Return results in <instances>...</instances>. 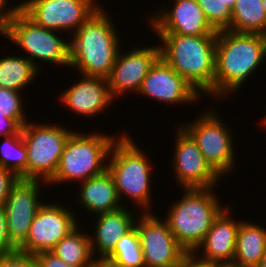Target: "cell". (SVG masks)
Segmentation results:
<instances>
[{
  "instance_id": "6da1fadb",
  "label": "cell",
  "mask_w": 266,
  "mask_h": 267,
  "mask_svg": "<svg viewBox=\"0 0 266 267\" xmlns=\"http://www.w3.org/2000/svg\"><path fill=\"white\" fill-rule=\"evenodd\" d=\"M266 59V35L217 32L214 100L234 96ZM264 60V61H263ZM259 68V69H258Z\"/></svg>"
},
{
  "instance_id": "7a4b0ae2",
  "label": "cell",
  "mask_w": 266,
  "mask_h": 267,
  "mask_svg": "<svg viewBox=\"0 0 266 267\" xmlns=\"http://www.w3.org/2000/svg\"><path fill=\"white\" fill-rule=\"evenodd\" d=\"M101 6L69 39V67L77 75L107 78L121 49L120 32ZM112 18V19H111ZM119 36V37H118ZM121 43V44H120ZM80 72V73H79Z\"/></svg>"
},
{
  "instance_id": "3957f363",
  "label": "cell",
  "mask_w": 266,
  "mask_h": 267,
  "mask_svg": "<svg viewBox=\"0 0 266 267\" xmlns=\"http://www.w3.org/2000/svg\"><path fill=\"white\" fill-rule=\"evenodd\" d=\"M155 35L159 37L157 41H161L160 56L200 95L214 98L217 33L212 36Z\"/></svg>"
},
{
  "instance_id": "277c9868",
  "label": "cell",
  "mask_w": 266,
  "mask_h": 267,
  "mask_svg": "<svg viewBox=\"0 0 266 267\" xmlns=\"http://www.w3.org/2000/svg\"><path fill=\"white\" fill-rule=\"evenodd\" d=\"M117 134L119 138L111 147L107 170L114 179L120 201L125 204L123 200L127 197V202L135 204L140 212H151L154 204L151 195L152 173L157 165L151 163L153 160L125 130Z\"/></svg>"
},
{
  "instance_id": "5b68a950",
  "label": "cell",
  "mask_w": 266,
  "mask_h": 267,
  "mask_svg": "<svg viewBox=\"0 0 266 267\" xmlns=\"http://www.w3.org/2000/svg\"><path fill=\"white\" fill-rule=\"evenodd\" d=\"M207 188L183 189V196L169 206L165 221L178 243L193 253L204 241L215 218L226 207L214 190ZM167 215V216H166Z\"/></svg>"
},
{
  "instance_id": "8992f818",
  "label": "cell",
  "mask_w": 266,
  "mask_h": 267,
  "mask_svg": "<svg viewBox=\"0 0 266 267\" xmlns=\"http://www.w3.org/2000/svg\"><path fill=\"white\" fill-rule=\"evenodd\" d=\"M75 130L67 139L58 169L54 177L47 183H77L103 174L107 170L109 153L113 143L119 137L116 133L106 134L94 130L83 133ZM110 135V136H109ZM71 181V182H70ZM54 184V185H53Z\"/></svg>"
},
{
  "instance_id": "52a82bcc",
  "label": "cell",
  "mask_w": 266,
  "mask_h": 267,
  "mask_svg": "<svg viewBox=\"0 0 266 267\" xmlns=\"http://www.w3.org/2000/svg\"><path fill=\"white\" fill-rule=\"evenodd\" d=\"M3 37L7 42L10 40L13 45L23 49L20 50L23 52L22 55L41 72L42 63L53 64L51 66L56 64L57 67L64 66V69L65 67L69 69L70 39L67 37L63 39L61 32L36 24L20 8L14 12Z\"/></svg>"
},
{
  "instance_id": "ba28073f",
  "label": "cell",
  "mask_w": 266,
  "mask_h": 267,
  "mask_svg": "<svg viewBox=\"0 0 266 267\" xmlns=\"http://www.w3.org/2000/svg\"><path fill=\"white\" fill-rule=\"evenodd\" d=\"M211 108V109H210ZM204 109L198 117L190 122L179 123V125L193 138L210 166L221 176L227 178L235 168L236 156L235 141L229 125L221 119L210 106ZM214 110V111H213ZM203 113V114H202ZM219 115V116H218ZM223 121V122H222ZM189 122V123H188Z\"/></svg>"
},
{
  "instance_id": "9c48e42d",
  "label": "cell",
  "mask_w": 266,
  "mask_h": 267,
  "mask_svg": "<svg viewBox=\"0 0 266 267\" xmlns=\"http://www.w3.org/2000/svg\"><path fill=\"white\" fill-rule=\"evenodd\" d=\"M28 121L21 129L27 149V180L49 182L55 175L63 149L74 131L58 124Z\"/></svg>"
},
{
  "instance_id": "30bf717a",
  "label": "cell",
  "mask_w": 266,
  "mask_h": 267,
  "mask_svg": "<svg viewBox=\"0 0 266 267\" xmlns=\"http://www.w3.org/2000/svg\"><path fill=\"white\" fill-rule=\"evenodd\" d=\"M101 7L98 0H23L19 8L36 24L70 38Z\"/></svg>"
},
{
  "instance_id": "8fae6325",
  "label": "cell",
  "mask_w": 266,
  "mask_h": 267,
  "mask_svg": "<svg viewBox=\"0 0 266 267\" xmlns=\"http://www.w3.org/2000/svg\"><path fill=\"white\" fill-rule=\"evenodd\" d=\"M46 200L37 210L26 240L17 248L23 254L35 255L52 251L56 244L80 223L75 208L71 209L56 200Z\"/></svg>"
},
{
  "instance_id": "7c38bea8",
  "label": "cell",
  "mask_w": 266,
  "mask_h": 267,
  "mask_svg": "<svg viewBox=\"0 0 266 267\" xmlns=\"http://www.w3.org/2000/svg\"><path fill=\"white\" fill-rule=\"evenodd\" d=\"M173 168L174 182L182 189L219 186L221 176L210 166L193 138L179 125L175 129Z\"/></svg>"
},
{
  "instance_id": "4fadbf2b",
  "label": "cell",
  "mask_w": 266,
  "mask_h": 267,
  "mask_svg": "<svg viewBox=\"0 0 266 267\" xmlns=\"http://www.w3.org/2000/svg\"><path fill=\"white\" fill-rule=\"evenodd\" d=\"M145 212L136 219L135 226L146 267H179L188 253L173 236L164 218Z\"/></svg>"
},
{
  "instance_id": "5bb4252c",
  "label": "cell",
  "mask_w": 266,
  "mask_h": 267,
  "mask_svg": "<svg viewBox=\"0 0 266 267\" xmlns=\"http://www.w3.org/2000/svg\"><path fill=\"white\" fill-rule=\"evenodd\" d=\"M138 47V48H137ZM125 52L120 49L109 76L106 78L110 95L115 98H124L123 95L140 90L143 79L153 64L160 57V46L138 45Z\"/></svg>"
},
{
  "instance_id": "9a60e30c",
  "label": "cell",
  "mask_w": 266,
  "mask_h": 267,
  "mask_svg": "<svg viewBox=\"0 0 266 267\" xmlns=\"http://www.w3.org/2000/svg\"><path fill=\"white\" fill-rule=\"evenodd\" d=\"M173 1V7L163 4L158 10L154 9L152 15L148 13L146 20L151 26V32L185 36H212L217 33L196 0Z\"/></svg>"
},
{
  "instance_id": "2e32d148",
  "label": "cell",
  "mask_w": 266,
  "mask_h": 267,
  "mask_svg": "<svg viewBox=\"0 0 266 267\" xmlns=\"http://www.w3.org/2000/svg\"><path fill=\"white\" fill-rule=\"evenodd\" d=\"M44 185L48 184L42 180L19 179L5 199L3 207L8 236L17 248L26 240L35 214L44 203L40 198Z\"/></svg>"
},
{
  "instance_id": "e0dca14e",
  "label": "cell",
  "mask_w": 266,
  "mask_h": 267,
  "mask_svg": "<svg viewBox=\"0 0 266 267\" xmlns=\"http://www.w3.org/2000/svg\"><path fill=\"white\" fill-rule=\"evenodd\" d=\"M140 96L150 98L167 105H188L202 99L195 88L177 73L161 56L143 79Z\"/></svg>"
},
{
  "instance_id": "ac0fdd59",
  "label": "cell",
  "mask_w": 266,
  "mask_h": 267,
  "mask_svg": "<svg viewBox=\"0 0 266 267\" xmlns=\"http://www.w3.org/2000/svg\"><path fill=\"white\" fill-rule=\"evenodd\" d=\"M74 82L59 95V103L72 113L91 119L109 109L114 99L109 92L107 80L102 77L80 75ZM81 79V80H80ZM74 111V112H73Z\"/></svg>"
},
{
  "instance_id": "d6986e66",
  "label": "cell",
  "mask_w": 266,
  "mask_h": 267,
  "mask_svg": "<svg viewBox=\"0 0 266 267\" xmlns=\"http://www.w3.org/2000/svg\"><path fill=\"white\" fill-rule=\"evenodd\" d=\"M129 209L130 207L126 205L95 216L94 232L91 231L89 235L92 255L96 261L107 258L114 251L121 237L135 226L139 215L133 212L134 209Z\"/></svg>"
},
{
  "instance_id": "ffe728a7",
  "label": "cell",
  "mask_w": 266,
  "mask_h": 267,
  "mask_svg": "<svg viewBox=\"0 0 266 267\" xmlns=\"http://www.w3.org/2000/svg\"><path fill=\"white\" fill-rule=\"evenodd\" d=\"M231 212L230 205H226L215 218L204 241L193 252L199 259L205 262L234 260L237 233L242 220L232 218Z\"/></svg>"
},
{
  "instance_id": "44dd1931",
  "label": "cell",
  "mask_w": 266,
  "mask_h": 267,
  "mask_svg": "<svg viewBox=\"0 0 266 267\" xmlns=\"http://www.w3.org/2000/svg\"><path fill=\"white\" fill-rule=\"evenodd\" d=\"M79 183L81 186L79 185L80 189L76 195V203L78 202L88 215L92 213L96 216L124 206L118 196L114 179L108 170Z\"/></svg>"
},
{
  "instance_id": "7402d4cb",
  "label": "cell",
  "mask_w": 266,
  "mask_h": 267,
  "mask_svg": "<svg viewBox=\"0 0 266 267\" xmlns=\"http://www.w3.org/2000/svg\"><path fill=\"white\" fill-rule=\"evenodd\" d=\"M266 249V228L254 221L239 225L234 262L242 267H257Z\"/></svg>"
},
{
  "instance_id": "603a6c76",
  "label": "cell",
  "mask_w": 266,
  "mask_h": 267,
  "mask_svg": "<svg viewBox=\"0 0 266 267\" xmlns=\"http://www.w3.org/2000/svg\"><path fill=\"white\" fill-rule=\"evenodd\" d=\"M78 225L62 238L52 250L55 255L73 267H96L91 251L90 235Z\"/></svg>"
},
{
  "instance_id": "cb8c5ba5",
  "label": "cell",
  "mask_w": 266,
  "mask_h": 267,
  "mask_svg": "<svg viewBox=\"0 0 266 267\" xmlns=\"http://www.w3.org/2000/svg\"><path fill=\"white\" fill-rule=\"evenodd\" d=\"M38 72L40 70L25 56H7L6 53L4 58H0V87L23 93L36 80L37 75L41 74Z\"/></svg>"
},
{
  "instance_id": "d4e9b609",
  "label": "cell",
  "mask_w": 266,
  "mask_h": 267,
  "mask_svg": "<svg viewBox=\"0 0 266 267\" xmlns=\"http://www.w3.org/2000/svg\"><path fill=\"white\" fill-rule=\"evenodd\" d=\"M228 30L266 35V13L262 0H236L231 9Z\"/></svg>"
},
{
  "instance_id": "484cf974",
  "label": "cell",
  "mask_w": 266,
  "mask_h": 267,
  "mask_svg": "<svg viewBox=\"0 0 266 267\" xmlns=\"http://www.w3.org/2000/svg\"><path fill=\"white\" fill-rule=\"evenodd\" d=\"M0 167L12 171L18 178L27 180V149L22 132L2 137Z\"/></svg>"
},
{
  "instance_id": "4316f807",
  "label": "cell",
  "mask_w": 266,
  "mask_h": 267,
  "mask_svg": "<svg viewBox=\"0 0 266 267\" xmlns=\"http://www.w3.org/2000/svg\"><path fill=\"white\" fill-rule=\"evenodd\" d=\"M106 259L128 267H146L136 226L121 237Z\"/></svg>"
},
{
  "instance_id": "83f0119b",
  "label": "cell",
  "mask_w": 266,
  "mask_h": 267,
  "mask_svg": "<svg viewBox=\"0 0 266 267\" xmlns=\"http://www.w3.org/2000/svg\"><path fill=\"white\" fill-rule=\"evenodd\" d=\"M210 25L218 32L228 30L231 21V9L236 0H196Z\"/></svg>"
},
{
  "instance_id": "f1b7e54d",
  "label": "cell",
  "mask_w": 266,
  "mask_h": 267,
  "mask_svg": "<svg viewBox=\"0 0 266 267\" xmlns=\"http://www.w3.org/2000/svg\"><path fill=\"white\" fill-rule=\"evenodd\" d=\"M23 100L22 93L0 87V114L15 119L22 127L29 121Z\"/></svg>"
},
{
  "instance_id": "f546056e",
  "label": "cell",
  "mask_w": 266,
  "mask_h": 267,
  "mask_svg": "<svg viewBox=\"0 0 266 267\" xmlns=\"http://www.w3.org/2000/svg\"><path fill=\"white\" fill-rule=\"evenodd\" d=\"M0 267H37L35 257L18 251L0 254Z\"/></svg>"
},
{
  "instance_id": "4dcf8cb0",
  "label": "cell",
  "mask_w": 266,
  "mask_h": 267,
  "mask_svg": "<svg viewBox=\"0 0 266 267\" xmlns=\"http://www.w3.org/2000/svg\"><path fill=\"white\" fill-rule=\"evenodd\" d=\"M19 179L12 171L0 167V206L4 205L11 188Z\"/></svg>"
},
{
  "instance_id": "1f68e13d",
  "label": "cell",
  "mask_w": 266,
  "mask_h": 267,
  "mask_svg": "<svg viewBox=\"0 0 266 267\" xmlns=\"http://www.w3.org/2000/svg\"><path fill=\"white\" fill-rule=\"evenodd\" d=\"M16 251L17 247L8 236L4 207L0 206V254H10Z\"/></svg>"
},
{
  "instance_id": "d6a6232c",
  "label": "cell",
  "mask_w": 266,
  "mask_h": 267,
  "mask_svg": "<svg viewBox=\"0 0 266 267\" xmlns=\"http://www.w3.org/2000/svg\"><path fill=\"white\" fill-rule=\"evenodd\" d=\"M37 267H73L60 258L52 251L40 252L34 255Z\"/></svg>"
},
{
  "instance_id": "836d02e7",
  "label": "cell",
  "mask_w": 266,
  "mask_h": 267,
  "mask_svg": "<svg viewBox=\"0 0 266 267\" xmlns=\"http://www.w3.org/2000/svg\"><path fill=\"white\" fill-rule=\"evenodd\" d=\"M10 3V0H0V35L2 37L7 30L8 24L11 21L14 12L19 8V4L11 7L13 4Z\"/></svg>"
},
{
  "instance_id": "e575fe53",
  "label": "cell",
  "mask_w": 266,
  "mask_h": 267,
  "mask_svg": "<svg viewBox=\"0 0 266 267\" xmlns=\"http://www.w3.org/2000/svg\"><path fill=\"white\" fill-rule=\"evenodd\" d=\"M22 126L15 120L0 114V138L21 133Z\"/></svg>"
},
{
  "instance_id": "d590c367",
  "label": "cell",
  "mask_w": 266,
  "mask_h": 267,
  "mask_svg": "<svg viewBox=\"0 0 266 267\" xmlns=\"http://www.w3.org/2000/svg\"><path fill=\"white\" fill-rule=\"evenodd\" d=\"M179 267H213V262H205L194 253H187Z\"/></svg>"
},
{
  "instance_id": "8d00e7d4",
  "label": "cell",
  "mask_w": 266,
  "mask_h": 267,
  "mask_svg": "<svg viewBox=\"0 0 266 267\" xmlns=\"http://www.w3.org/2000/svg\"><path fill=\"white\" fill-rule=\"evenodd\" d=\"M96 267H128V266L119 264L117 262H114L113 260H109L105 258V259L97 261Z\"/></svg>"
},
{
  "instance_id": "74e56055",
  "label": "cell",
  "mask_w": 266,
  "mask_h": 267,
  "mask_svg": "<svg viewBox=\"0 0 266 267\" xmlns=\"http://www.w3.org/2000/svg\"><path fill=\"white\" fill-rule=\"evenodd\" d=\"M213 267H242L234 261L213 262Z\"/></svg>"
},
{
  "instance_id": "f35d334b",
  "label": "cell",
  "mask_w": 266,
  "mask_h": 267,
  "mask_svg": "<svg viewBox=\"0 0 266 267\" xmlns=\"http://www.w3.org/2000/svg\"><path fill=\"white\" fill-rule=\"evenodd\" d=\"M257 267H266V249Z\"/></svg>"
},
{
  "instance_id": "ab89813d",
  "label": "cell",
  "mask_w": 266,
  "mask_h": 267,
  "mask_svg": "<svg viewBox=\"0 0 266 267\" xmlns=\"http://www.w3.org/2000/svg\"><path fill=\"white\" fill-rule=\"evenodd\" d=\"M261 122H262L261 127L264 126L266 129V116L264 117L263 120H261Z\"/></svg>"
},
{
  "instance_id": "60d3db41",
  "label": "cell",
  "mask_w": 266,
  "mask_h": 267,
  "mask_svg": "<svg viewBox=\"0 0 266 267\" xmlns=\"http://www.w3.org/2000/svg\"><path fill=\"white\" fill-rule=\"evenodd\" d=\"M262 3H263V7H264L265 13H266V0H262Z\"/></svg>"
}]
</instances>
